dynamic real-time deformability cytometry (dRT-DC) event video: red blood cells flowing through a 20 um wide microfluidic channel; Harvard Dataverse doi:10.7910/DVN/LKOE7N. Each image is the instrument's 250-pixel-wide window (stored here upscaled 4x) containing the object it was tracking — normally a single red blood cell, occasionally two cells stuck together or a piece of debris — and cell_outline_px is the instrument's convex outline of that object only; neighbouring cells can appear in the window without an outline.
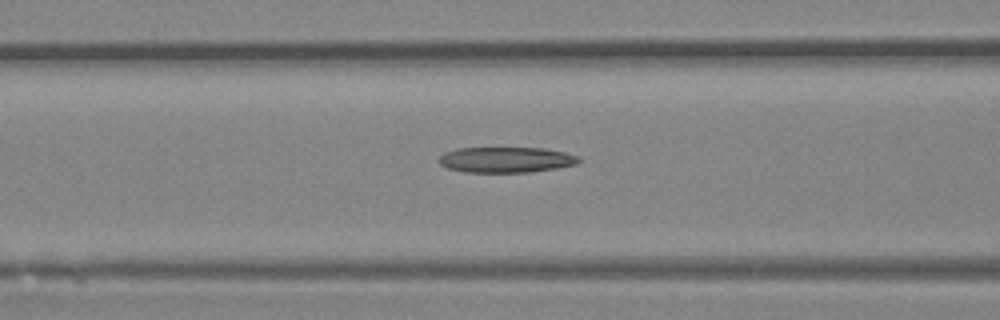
{"species": "Egyptian fruit bat (a non-hibernating species)", "species_latin": "Rousettus aegyptiacus", "temperature_condition": "room temperature", "stored_images_in_passage": 15, "camera_frame_rate_fps": 3000, "um_per_image_px": 0.085, "animal": {"sex": "female"}, "frame": {"image": 1, "passage_image": 5, "time_ms": 1.333, "image_size_px": [1000, 320], "cell_outline_px": [[580, 160], [576, 164], [556, 168], [532, 172], [464, 172], [448, 168], [440, 164], [436, 160], [444, 152], [456, 148], [544, 148], [564, 152], [580, 156]], "centroid_in_image_um": [42.99, 13.57], "position_along_channel_um": 123.6, "area_um2": 20.98}}
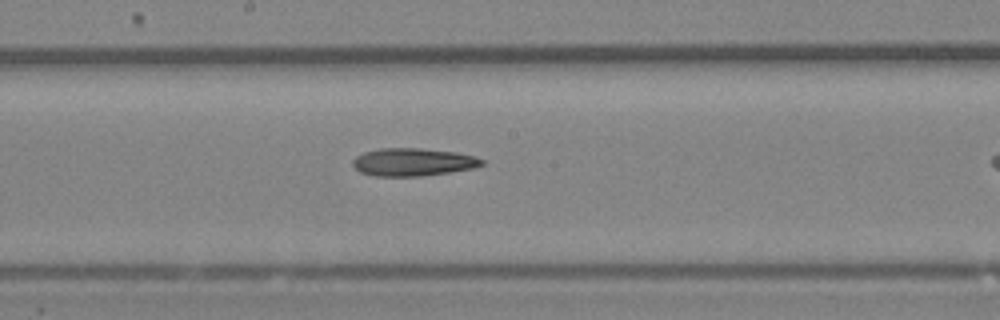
{"frame": {"image": 2, "passage_image": 11, "time_ms": 3.333, "image_size_px": [1000, 320], "cell_outline_px": [[484, 164], [472, 168], [448, 172], [420, 176], [372, 176], [360, 172], [352, 164], [352, 160], [356, 156], [364, 152], [380, 148], [420, 148], [456, 152], [472, 156], [484, 160]], "centroid_in_image_um": [35.06, 13.77], "position_along_channel_um": 213.1, "area_um2": 20.81}}
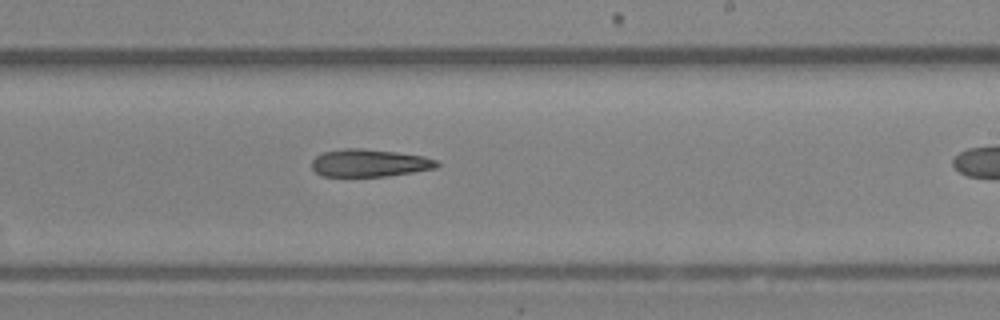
{"frame": {"image": 3, "passage_image": 14, "time_ms": 4.333, "image_size_px": [1000, 320], "cell_outline_px": [[440, 164], [436, 168], [388, 176], [320, 176], [312, 168], [312, 160], [316, 156], [324, 152], [344, 148], [360, 148], [396, 152], [424, 156], [436, 160]], "centroid_in_image_um": [31.39, 13.85], "position_along_channel_um": 257.6, "area_um2": 20.06}}